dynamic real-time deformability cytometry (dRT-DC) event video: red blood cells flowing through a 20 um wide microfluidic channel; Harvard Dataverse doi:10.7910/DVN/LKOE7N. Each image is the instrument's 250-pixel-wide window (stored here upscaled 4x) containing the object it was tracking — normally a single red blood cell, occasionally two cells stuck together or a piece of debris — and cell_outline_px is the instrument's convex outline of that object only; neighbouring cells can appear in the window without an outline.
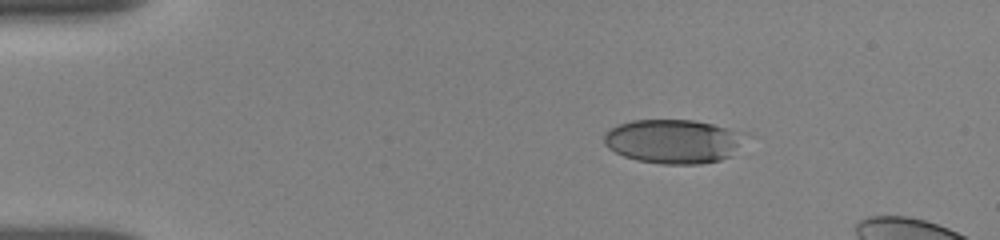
{"species": "human", "species_latin": "Homo sapiens", "temperature_condition": "room temperature", "stored_images_in_passage": 21, "camera_frame_rate_fps": 3000, "um_per_image_px": 0.085, "donor": {"sex": "female"}, "frame": {"image": 1, "passage_image": 11, "time_ms": 2.333, "image_size_px": [1000, 240], "cell_outline_px": [[748, 132], [732, 156], [720, 160], [700, 164], [660, 164], [636, 160], [624, 156], [608, 148], [604, 144], [604, 132], [608, 128], [616, 124], [632, 120], [692, 120], [712, 124]], "centroid_in_image_um": [57.22, 12.01], "position_along_channel_um": 27.8, "area_um2": 36.65}}